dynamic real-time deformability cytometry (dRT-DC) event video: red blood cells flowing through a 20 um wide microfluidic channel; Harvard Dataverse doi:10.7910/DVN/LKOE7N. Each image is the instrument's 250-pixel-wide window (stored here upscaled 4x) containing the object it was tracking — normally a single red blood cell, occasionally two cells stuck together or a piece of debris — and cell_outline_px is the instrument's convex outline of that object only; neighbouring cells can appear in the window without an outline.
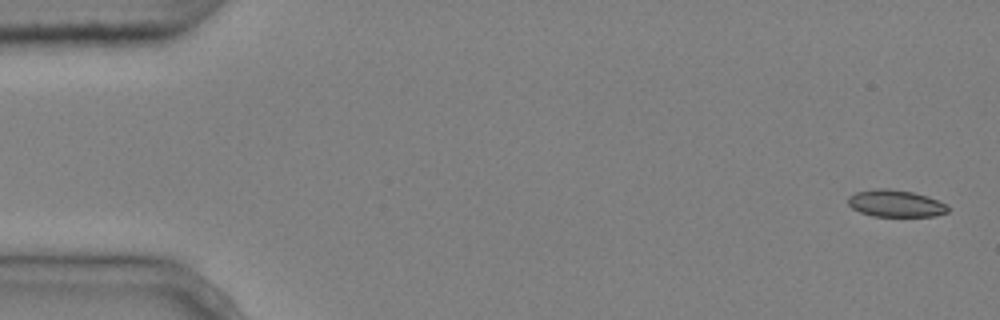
{"species": "common noctule bat (a hibernating species)", "species_latin": "Nyctalus noctula", "temperature_condition": "cold", "stored_images_in_passage": 5, "camera_frame_rate_fps": 3000, "um_per_image_px": 0.085, "animal": {"sex": "male", "body_mass_g": 20.4}, "frame": {"image": 1, "passage_image": 1, "time_ms": 0.0, "image_size_px": [1000, 320], "cell_outline_px": [[948, 212], [936, 216], [872, 216], [860, 212], [852, 208], [848, 204], [848, 196], [856, 192], [876, 188], [888, 188], [912, 192], [928, 196], [948, 204]], "centroid_in_image_um": [76.13, 17.29], "position_along_channel_um": 8.9, "area_um2": 15.84}}
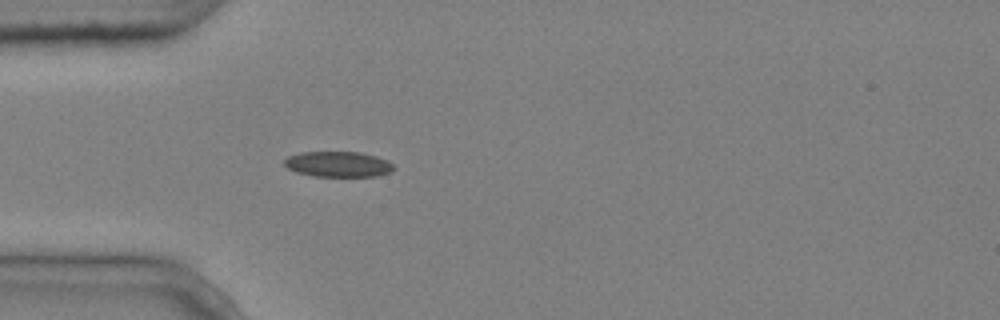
{"frame": {"image": 2, "passage_image": 5, "time_ms": 1.333, "image_size_px": [1000, 320], "cell_outline_px": [[396, 168], [392, 172], [380, 176], [312, 176], [296, 172], [288, 168], [284, 164], [284, 160], [288, 156], [300, 152], [360, 152], [376, 156], [388, 160]], "centroid_in_image_um": [28.77, 13.96], "position_along_channel_um": 56.2, "area_um2": 16.42}}